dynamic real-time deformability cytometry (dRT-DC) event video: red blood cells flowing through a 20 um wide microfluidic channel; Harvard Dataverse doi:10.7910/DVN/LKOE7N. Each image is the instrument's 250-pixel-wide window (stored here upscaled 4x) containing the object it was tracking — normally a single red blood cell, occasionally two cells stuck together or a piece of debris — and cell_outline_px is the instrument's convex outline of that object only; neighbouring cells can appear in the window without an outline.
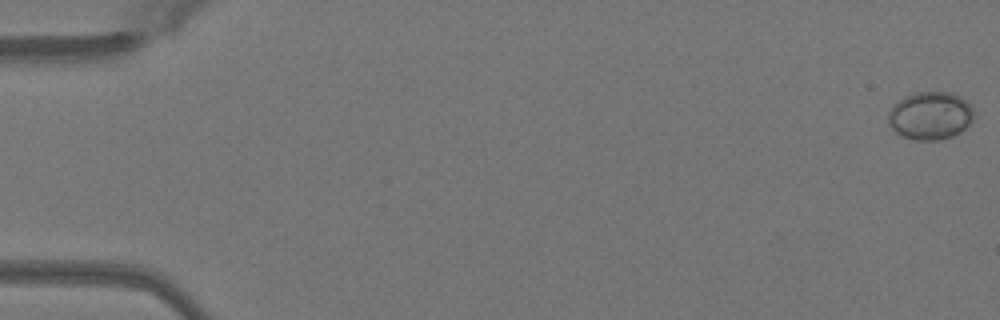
{"species": "Egyptian fruit bat (a non-hibernating species)", "species_latin": "Rousettus aegyptiacus", "temperature_condition": "warm", "stored_images_in_passage": 51, "camera_frame_rate_fps": 3000, "um_per_image_px": 0.085, "animal": {"sex": "female"}, "frame": {"image": 1, "passage_image": 1, "time_ms": 0.0, "image_size_px": [1000, 320], "cell_outline_px": [[972, 120], [960, 132], [952, 136], [940, 140], [912, 140], [896, 132], [888, 124], [888, 112], [904, 96], [912, 92], [948, 92], [960, 96], [972, 108]], "centroid_in_image_um": [79.04, 9.83], "position_along_channel_um": 6.0, "area_um2": 23.7}}
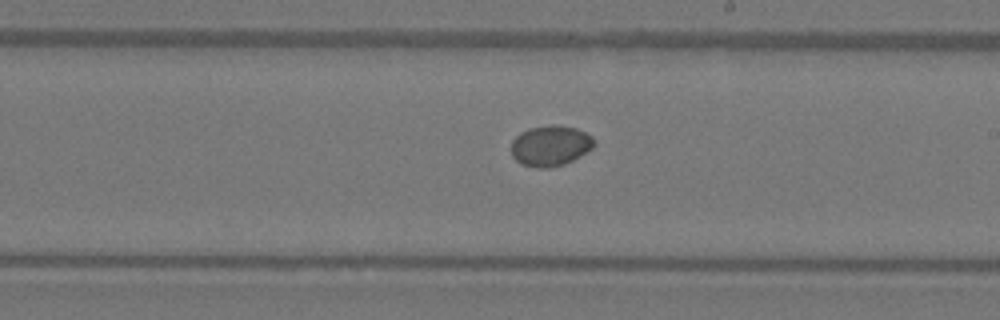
{"frame": {"image": 2, "passage_image": 30, "time_ms": 9.667, "image_size_px": [1000, 320], "cell_outline_px": [[596, 144], [592, 148], [572, 160], [564, 164], [548, 168], [536, 168], [520, 164], [512, 156], [512, 140], [520, 132], [528, 128], [552, 124], [556, 124], [576, 128], [592, 136]], "centroid_in_image_um": [46.77, 12.38], "position_along_channel_um": 242.2, "area_um2": 19.71}}
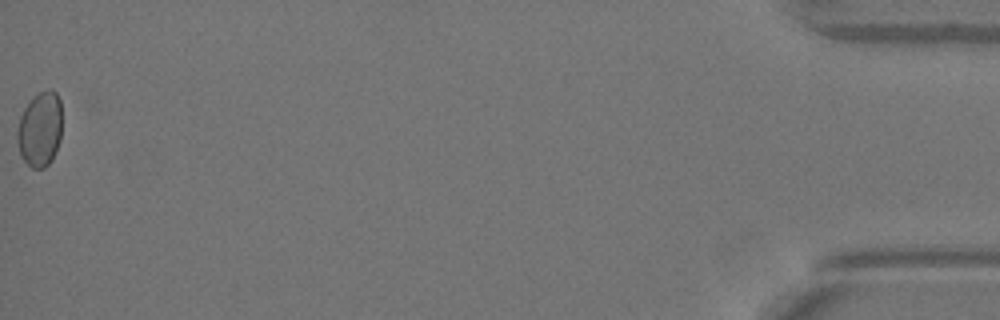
{"frame": {"image": 3, "passage_image": 51, "time_ms": 16.667, "image_size_px": [1000, 320], "cell_outline_px": [[60, 140], [56, 152], [52, 160], [44, 168], [32, 168], [20, 156], [16, 140], [16, 132], [20, 116], [24, 108], [32, 96], [48, 88], [52, 88], [56, 92], [60, 100]], "centroid_in_image_um": [3.37, 10.97], "position_along_channel_um": 431.8, "area_um2": 19.83}, "authors_computed_cell_mechanics": {"area_um2": 19.7098, "velocity_mm_per_s": 4.0902, "shape_relaxation_time_tau1_ms": 8.1405, "shape_relaxation_time_tau2_ms": 10.0469, "deformation_change_tau1": 0.0818, "deformation_change_tau2": 0.0342}}